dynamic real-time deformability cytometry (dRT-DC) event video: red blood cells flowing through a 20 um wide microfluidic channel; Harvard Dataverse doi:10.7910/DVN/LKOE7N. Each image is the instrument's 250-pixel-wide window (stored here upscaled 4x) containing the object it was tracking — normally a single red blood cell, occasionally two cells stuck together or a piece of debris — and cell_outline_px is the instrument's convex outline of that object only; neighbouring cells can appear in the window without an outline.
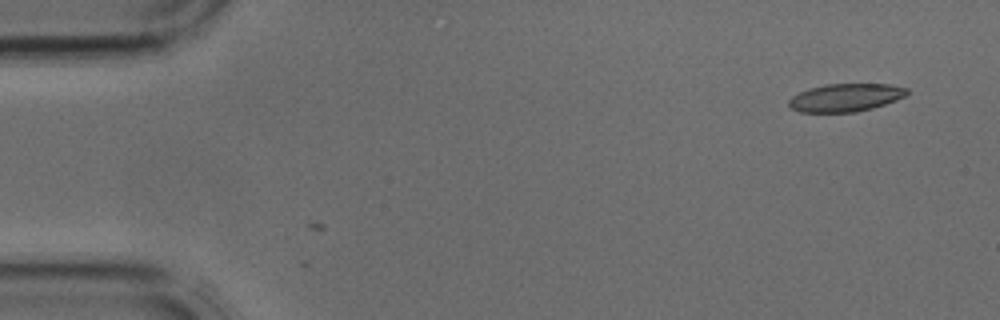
{"species": "common noctule bat (a hibernating species)", "species_latin": "Nyctalus noctula", "temperature_condition": "cold", "stored_images_in_passage": 2, "camera_frame_rate_fps": 3000, "um_per_image_px": 0.085, "animal": {"sex": "male", "body_mass_g": 17.9, "forearm_length_mm": 54.2}, "frame": {"image": 1, "passage_image": 2, "time_ms": 0.333, "image_size_px": [1000, 320], "cell_outline_px": [[908, 92], [904, 96], [896, 100], [872, 108], [856, 112], [800, 112], [792, 108], [788, 104], [788, 100], [792, 96], [808, 88], [824, 84], [892, 84], [908, 88]], "centroid_in_image_um": [71.86, 8.28], "position_along_channel_um": 13.1, "area_um2": 19.25}}